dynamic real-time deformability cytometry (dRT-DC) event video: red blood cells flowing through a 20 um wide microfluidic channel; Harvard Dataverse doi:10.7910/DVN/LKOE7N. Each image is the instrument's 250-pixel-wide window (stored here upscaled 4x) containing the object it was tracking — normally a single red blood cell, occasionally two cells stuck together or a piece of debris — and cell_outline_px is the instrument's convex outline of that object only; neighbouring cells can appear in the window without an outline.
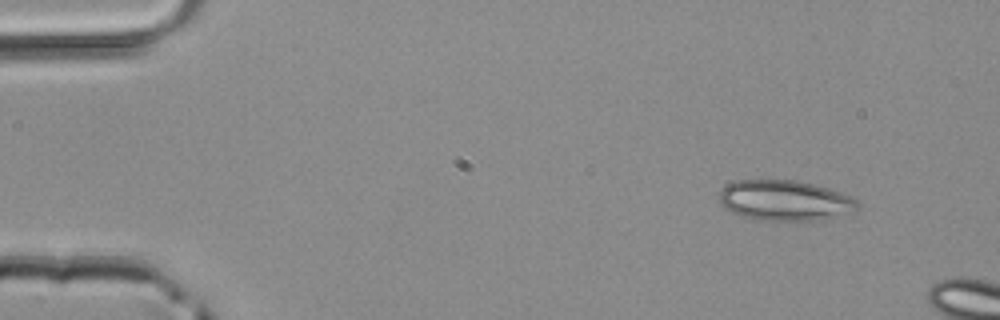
{"species": "common noctule bat (a hibernating species)", "species_latin": "Nyctalus noctula", "temperature_condition": "room temperature", "stored_images_in_passage": 3, "camera_frame_rate_fps": 3000, "um_per_image_px": 0.085, "animal": {"sex": "male", "body_mass_g": 20.4}, "frame": {"image": 1, "passage_image": 1, "time_ms": 0.0, "image_size_px": [1000, 320], "cell_outline_px": [[860, 204], [852, 212], [828, 220], [752, 220], [740, 216], [724, 208], [720, 204], [720, 192], [728, 184], [736, 180], [796, 180], [828, 188], [852, 196]], "centroid_in_image_um": [66.72, 17.05], "position_along_channel_um": 18.3, "area_um2": 32.83}}